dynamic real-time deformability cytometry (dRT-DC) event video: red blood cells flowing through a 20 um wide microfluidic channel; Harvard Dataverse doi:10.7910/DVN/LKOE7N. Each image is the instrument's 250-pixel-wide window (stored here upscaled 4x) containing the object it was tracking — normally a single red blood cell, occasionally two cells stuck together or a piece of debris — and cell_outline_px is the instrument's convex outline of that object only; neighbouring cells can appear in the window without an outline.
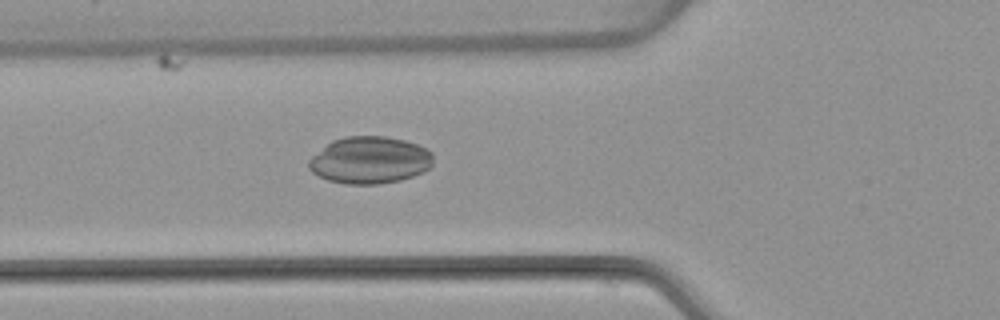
{"species": "common noctule bat (a hibernating species)", "species_latin": "Nyctalus noctula", "temperature_condition": "warm", "stored_images_in_passage": 47, "camera_frame_rate_fps": 3000, "um_per_image_px": 0.085, "animal": {"sex": "female", "body_mass_g": 22.7, "forearm_length_mm": 54.2}, "frame": {"image": 1, "passage_image": 14, "time_ms": 4.333, "image_size_px": [1000, 320], "cell_outline_px": [[432, 164], [428, 168], [412, 176], [400, 180], [376, 184], [344, 184], [328, 180], [312, 172], [308, 168], [308, 160], [312, 156], [332, 140], [344, 136], [384, 136], [404, 140], [428, 148], [432, 152]], "centroid_in_image_um": [31.41, 13.6], "position_along_channel_um": 94.4, "area_um2": 34.04}}
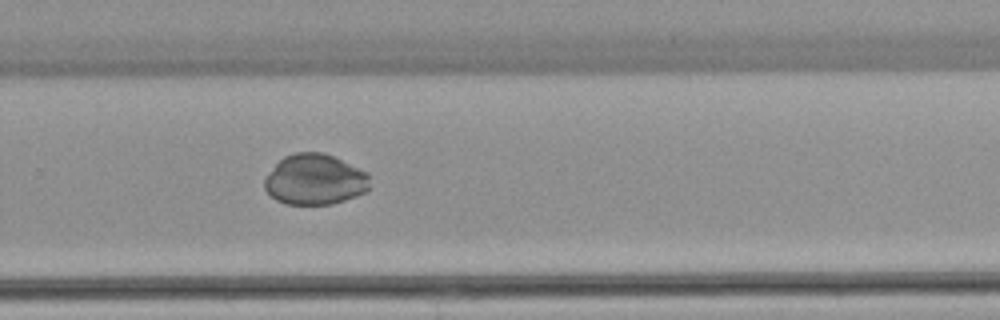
{"frame": {"image": 2, "passage_image": 30, "time_ms": 9.667, "image_size_px": [1000, 320], "cell_outline_px": [[368, 188], [364, 192], [356, 196], [332, 204], [284, 204], [276, 200], [264, 188], [264, 176], [284, 156], [296, 152], [324, 152], [368, 172]], "centroid_in_image_um": [26.73, 15.25], "position_along_channel_um": 303.1, "area_um2": 31.04}}
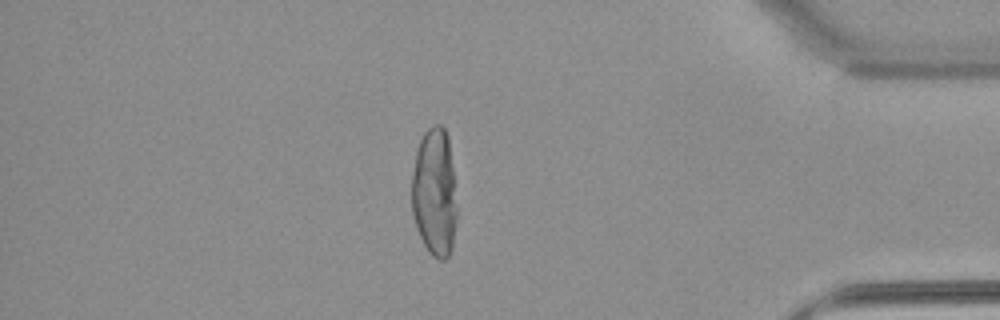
{"frame": {"image": 3, "passage_image": 40, "time_ms": 13.0, "image_size_px": [1000, 320], "cell_outline_px": [[456, 220], [452, 248], [448, 256], [444, 260], [440, 260], [432, 256], [428, 252], [416, 228], [412, 212], [412, 172], [416, 152], [420, 140], [424, 132], [432, 124], [440, 124], [444, 128], [448, 136], [452, 168], [456, 208]], "centroid_in_image_um": [36.92, 16.37], "position_along_channel_um": 398.3, "area_um2": 33.76}}